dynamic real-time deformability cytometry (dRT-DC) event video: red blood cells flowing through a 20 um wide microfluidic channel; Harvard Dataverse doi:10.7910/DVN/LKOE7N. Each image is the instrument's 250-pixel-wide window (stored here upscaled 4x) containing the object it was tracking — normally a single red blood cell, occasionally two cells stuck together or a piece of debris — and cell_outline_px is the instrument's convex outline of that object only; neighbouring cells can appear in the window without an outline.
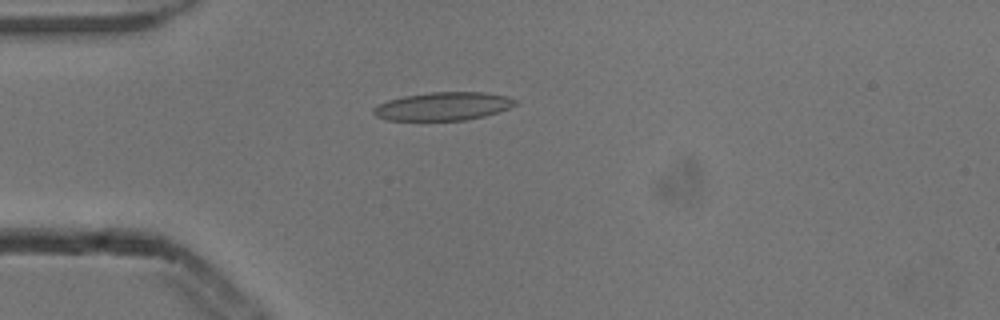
{"species": "common noctule bat (a hibernating species)", "species_latin": "Nyctalus noctula", "temperature_condition": "cold", "stored_images_in_passage": 3, "camera_frame_rate_fps": 3000, "um_per_image_px": 0.085, "animal": {"sex": "male", "body_mass_g": 13.3}, "frame": {"image": 1, "passage_image": 3, "time_ms": 0.667, "image_size_px": [1000, 320], "cell_outline_px": [[520, 104], [484, 116], [464, 120], [384, 120], [376, 116], [372, 112], [372, 108], [376, 104], [388, 100], [404, 96], [428, 92], [484, 92], [508, 96], [520, 100]], "centroid_in_image_um": [37.67, 9.02], "position_along_channel_um": 47.3, "area_um2": 23.58}}